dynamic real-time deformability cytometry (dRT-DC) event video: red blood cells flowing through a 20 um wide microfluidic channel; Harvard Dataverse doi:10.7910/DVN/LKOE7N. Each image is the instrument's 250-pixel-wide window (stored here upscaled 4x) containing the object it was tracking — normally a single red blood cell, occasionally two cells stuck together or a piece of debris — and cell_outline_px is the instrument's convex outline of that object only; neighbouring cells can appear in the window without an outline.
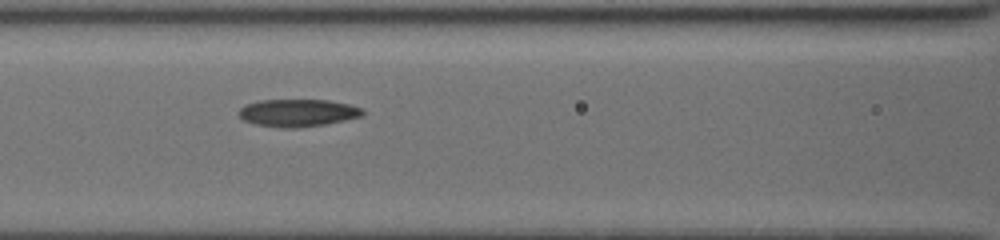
{"species": "common noctule bat (a hibernating species)", "species_latin": "Nyctalus noctula", "temperature_condition": "cold", "stored_images_in_passage": 12, "camera_frame_rate_fps": 3000, "um_per_image_px": 0.085, "animal": {"sex": "female", "body_mass_g": 19.5, "forearm_length_mm": 54.1}, "frame": {"image": 1, "passage_image": 10, "time_ms": 7.333, "image_size_px": [1000, 240], "cell_outline_px": [[364, 116], [324, 124], [300, 128], [280, 128], [256, 124], [244, 120], [236, 112], [244, 104], [256, 100], [328, 100], [348, 104], [364, 108]], "centroid_in_image_um": [25.29, 9.59], "position_along_channel_um": 141.3, "area_um2": 20.06}}
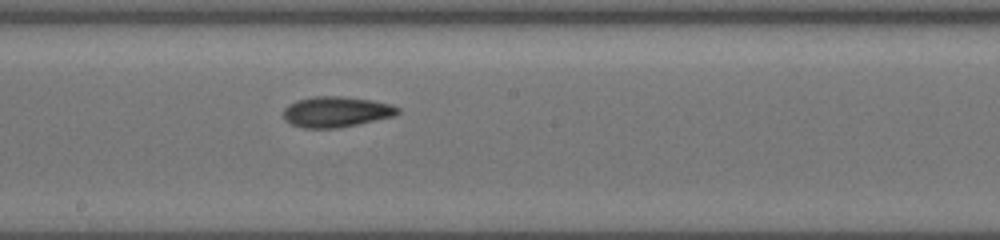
{"frame": {"image": 2, "passage_image": 12, "time_ms": 9.333, "image_size_px": [1000, 240], "cell_outline_px": [[400, 112], [396, 116], [336, 128], [304, 128], [292, 124], [284, 120], [284, 108], [288, 104], [296, 100], [312, 96], [344, 96], [372, 100], [392, 104], [400, 108]], "centroid_in_image_um": [28.59, 9.49], "position_along_channel_um": 219.6, "area_um2": 20.58}}